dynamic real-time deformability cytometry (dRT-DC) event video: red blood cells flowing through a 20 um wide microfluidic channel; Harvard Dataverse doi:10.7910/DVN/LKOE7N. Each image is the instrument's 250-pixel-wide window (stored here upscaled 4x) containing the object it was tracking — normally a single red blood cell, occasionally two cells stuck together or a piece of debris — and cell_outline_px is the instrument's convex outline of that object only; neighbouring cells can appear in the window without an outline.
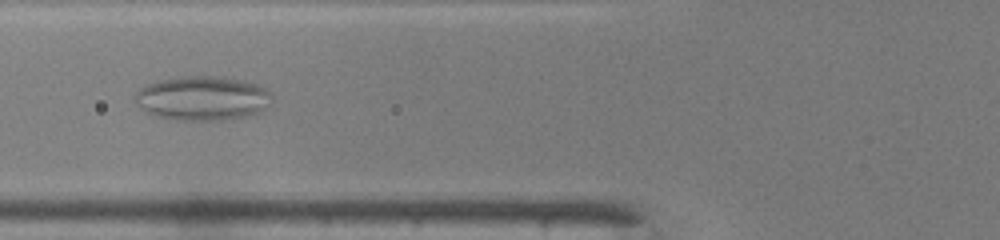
{"species": "common noctule bat (a hibernating species)", "species_latin": "Nyctalus noctula", "temperature_condition": "warm", "stored_images_in_passage": 35, "camera_frame_rate_fps": 3000, "um_per_image_px": 0.085, "animal": {"sex": "male", "body_mass_g": 19.0, "forearm_length_mm": 50.8}, "frame": {"image": 1, "passage_image": 5, "time_ms": 1.333, "image_size_px": [1000, 240], "cell_outline_px": [[272, 100], [256, 112], [248, 116], [228, 120], [176, 120], [144, 112], [136, 104], [136, 92], [140, 88], [148, 84], [160, 80], [180, 76], [220, 76], [244, 80], [256, 84], [264, 88], [272, 96]], "centroid_in_image_um": [17.18, 8.35], "position_along_channel_um": 108.6, "area_um2": 35.2}}
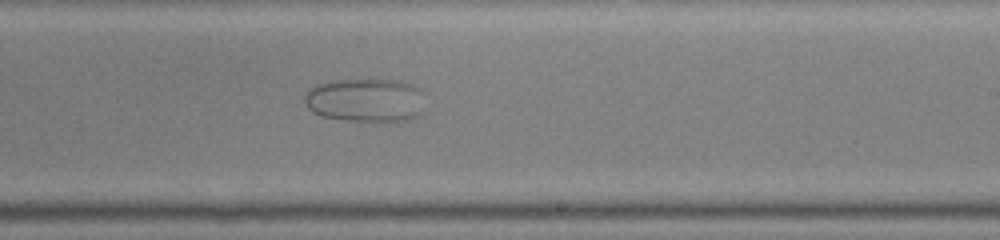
{"frame": {"image": 2, "passage_image": 16, "time_ms": 5.0, "image_size_px": [1000, 240], "cell_outline_px": [[420, 112], [416, 116], [408, 120], [384, 124], [344, 120], [320, 116], [312, 112], [308, 108], [304, 100], [304, 96], [308, 88], [316, 84], [328, 80], [400, 80], [412, 84], [420, 88]], "centroid_in_image_um": [31.0, 8.54], "position_along_channel_um": 258.0, "area_um2": 31.33}}